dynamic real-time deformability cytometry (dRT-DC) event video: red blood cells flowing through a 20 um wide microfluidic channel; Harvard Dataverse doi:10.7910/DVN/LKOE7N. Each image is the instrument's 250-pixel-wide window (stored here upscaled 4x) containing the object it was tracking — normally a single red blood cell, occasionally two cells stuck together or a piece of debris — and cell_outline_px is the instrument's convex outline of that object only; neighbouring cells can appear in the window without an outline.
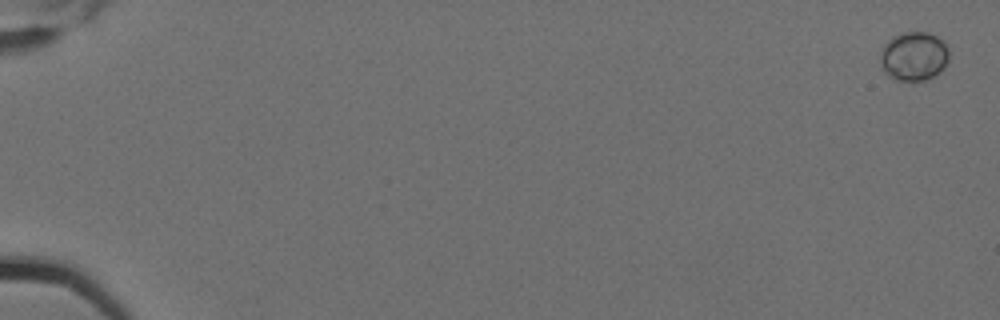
{"species": "Egyptian fruit bat (a non-hibernating species)", "species_latin": "Rousettus aegyptiacus", "temperature_condition": "cold", "stored_images_in_passage": 6, "camera_frame_rate_fps": 3000, "um_per_image_px": 0.085, "animal": {"sex": "female"}, "frame": {"image": 1, "passage_image": 1, "time_ms": 0.0, "image_size_px": [1000, 320], "cell_outline_px": [[948, 64], [940, 72], [928, 80], [896, 80], [888, 76], [884, 72], [880, 64], [880, 52], [884, 44], [892, 36], [904, 32], [928, 32], [944, 40], [948, 48]], "centroid_in_image_um": [77.68, 4.78], "position_along_channel_um": 7.3, "area_um2": 20.0}}